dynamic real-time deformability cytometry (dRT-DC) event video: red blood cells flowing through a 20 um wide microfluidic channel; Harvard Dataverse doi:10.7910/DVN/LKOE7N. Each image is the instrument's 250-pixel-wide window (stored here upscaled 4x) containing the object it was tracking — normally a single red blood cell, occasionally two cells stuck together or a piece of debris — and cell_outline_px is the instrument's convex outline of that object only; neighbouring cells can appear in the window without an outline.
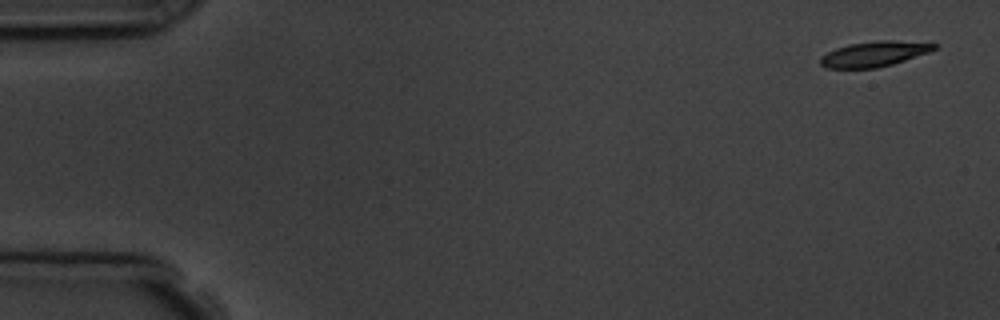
{"species": "common noctule bat (a hibernating species)", "species_latin": "Nyctalus noctula", "temperature_condition": "room temperature", "stored_images_in_passage": 5, "camera_frame_rate_fps": 3000, "um_per_image_px": 0.085, "animal": {"sex": "male", "body_mass_g": 19.5, "forearm_length_mm": 54.6}, "frame": {"image": 1, "passage_image": 1, "time_ms": 0.0, "image_size_px": [1000, 320], "cell_outline_px": [[940, 44], [936, 48], [928, 52], [892, 64], [876, 68], [824, 68], [820, 64], [820, 56], [836, 48], [848, 44], [876, 40], [896, 40]], "centroid_in_image_um": [74.28, 4.58], "position_along_channel_um": 10.7, "area_um2": 16.76}}
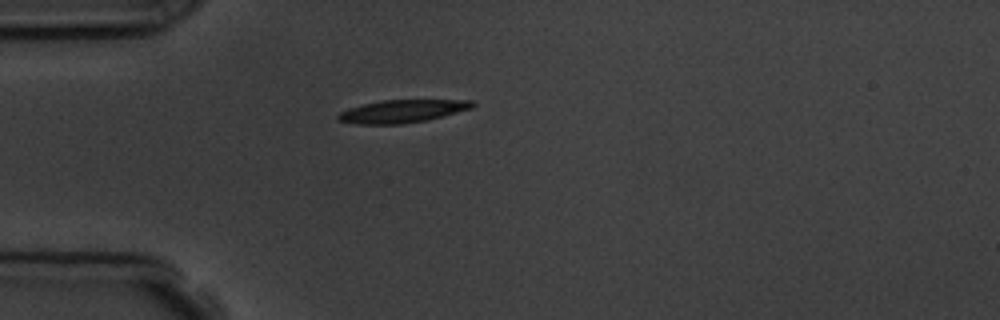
{"frame": {"image": 2, "passage_image": 5, "time_ms": 4.333, "image_size_px": [1000, 320], "cell_outline_px": [[476, 104], [472, 108], [444, 116], [428, 120], [400, 124], [356, 124], [336, 120], [336, 116], [340, 112], [348, 108], [364, 104], [384, 100], [472, 100]], "centroid_in_image_um": [34.18, 9.46], "position_along_channel_um": 50.8, "area_um2": 17.92}}